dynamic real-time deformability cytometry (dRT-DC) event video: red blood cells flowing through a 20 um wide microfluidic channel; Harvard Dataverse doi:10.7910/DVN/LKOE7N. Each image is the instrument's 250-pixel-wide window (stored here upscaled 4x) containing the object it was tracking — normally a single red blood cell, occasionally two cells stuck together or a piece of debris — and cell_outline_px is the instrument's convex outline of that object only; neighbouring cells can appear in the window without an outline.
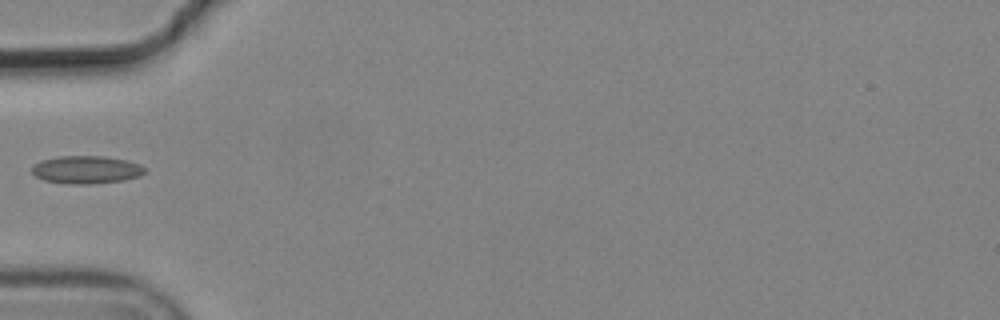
{"species": "common noctule bat (a hibernating species)", "species_latin": "Nyctalus noctula", "temperature_condition": "cold", "stored_images_in_passage": 2, "camera_frame_rate_fps": 3000, "um_per_image_px": 0.085, "animal": {"sex": "male", "body_mass_g": 19.2, "forearm_length_mm": 51.8}, "frame": {"image": 1, "passage_image": 1, "time_ms": 0.0, "image_size_px": [1000, 320], "cell_outline_px": [[144, 172], [140, 176], [124, 180], [96, 184], [68, 184], [44, 180], [36, 176], [32, 172], [32, 164], [40, 160], [60, 156], [104, 156], [124, 160], [140, 164], [144, 168]], "centroid_in_image_um": [7.31, 14.43], "position_along_channel_um": 77.7, "area_um2": 18.38}}
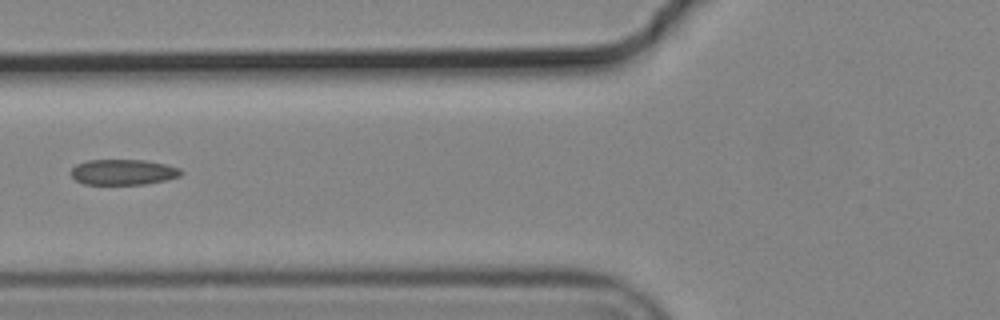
{"frame": {"image": 2, "passage_image": 2, "time_ms": 0.333, "image_size_px": [1000, 320], "cell_outline_px": [[184, 172], [180, 176], [164, 180], [144, 184], [84, 184], [76, 180], [72, 176], [72, 168], [76, 164], [88, 160], [144, 160], [164, 164], [180, 168]], "centroid_in_image_um": [10.47, 14.62], "position_along_channel_um": 115.3, "area_um2": 16.24}}